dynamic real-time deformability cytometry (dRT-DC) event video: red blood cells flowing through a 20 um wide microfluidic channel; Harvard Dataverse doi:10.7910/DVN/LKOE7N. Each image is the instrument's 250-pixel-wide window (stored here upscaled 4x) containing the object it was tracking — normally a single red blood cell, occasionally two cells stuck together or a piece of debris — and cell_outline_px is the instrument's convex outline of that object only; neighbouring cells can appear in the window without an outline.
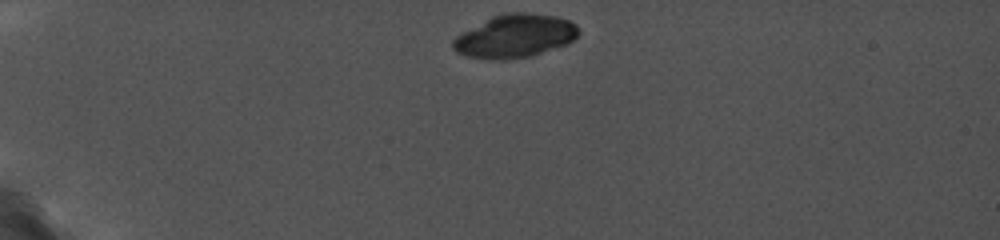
{"species": "common noctule bat (a hibernating species)", "species_latin": "Nyctalus noctula", "temperature_condition": "cold", "stored_images_in_passage": 8, "camera_frame_rate_fps": 5000, "um_per_image_px": 0.085, "animal": {"sex": "female", "body_mass_g": 19.0, "forearm_length_mm": 56.7}, "frame": {"image": 1, "passage_image": 1, "time_ms": 0.0, "image_size_px": [1000, 240], "cell_outline_px": [[580, 32], [568, 44], [532, 56], [504, 60], [488, 60], [468, 56], [456, 52], [452, 48], [452, 40], [456, 36], [492, 16], [508, 12], [524, 12], [556, 16], [568, 20], [576, 24]], "centroid_in_image_um": [43.77, 3.08], "position_along_channel_um": 41.2, "area_um2": 31.73}}